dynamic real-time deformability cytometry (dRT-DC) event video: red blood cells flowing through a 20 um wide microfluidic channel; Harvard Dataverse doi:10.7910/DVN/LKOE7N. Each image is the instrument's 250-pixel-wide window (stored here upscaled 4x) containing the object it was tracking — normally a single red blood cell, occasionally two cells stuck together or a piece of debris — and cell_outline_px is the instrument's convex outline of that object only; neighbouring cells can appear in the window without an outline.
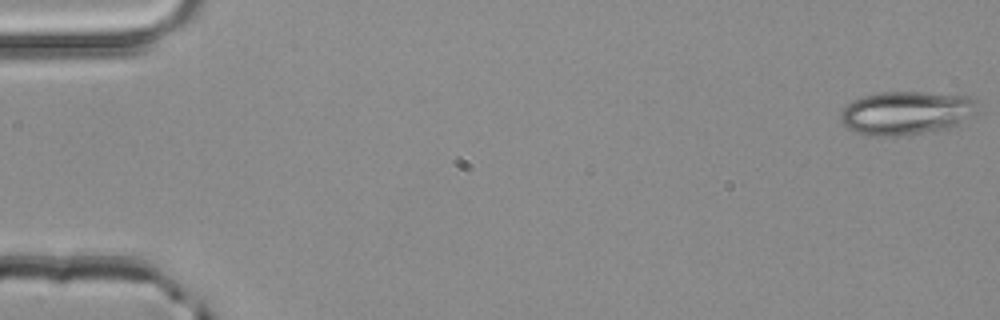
{"species": "common noctule bat (a hibernating species)", "species_latin": "Nyctalus noctula", "temperature_condition": "room temperature", "stored_images_in_passage": 52, "camera_frame_rate_fps": 3000, "um_per_image_px": 0.085, "animal": {"sex": "male", "body_mass_g": 20.4}, "frame": {"image": 1, "passage_image": 1, "time_ms": 0.0, "image_size_px": [1000, 320], "cell_outline_px": [[980, 108], [976, 112], [956, 124], [948, 128], [896, 136], [864, 136], [848, 128], [840, 120], [840, 112], [848, 104], [864, 96], [880, 92], [924, 92], [972, 96], [980, 100]], "centroid_in_image_um": [77.07, 9.58], "position_along_channel_um": 7.9, "area_um2": 34.8}}
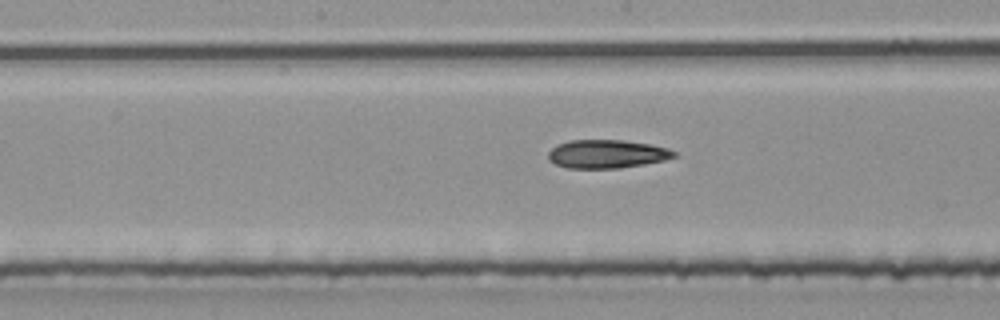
{"frame": {"image": 2, "passage_image": 27, "time_ms": 8.667, "image_size_px": [1000, 320], "cell_outline_px": [[676, 156], [664, 160], [644, 164], [620, 168], [568, 168], [556, 164], [548, 160], [548, 152], [556, 144], [568, 140], [624, 140], [652, 144], [668, 148], [676, 152]], "centroid_in_image_um": [51.57, 13.08], "position_along_channel_um": 196.6, "area_um2": 20.98}}
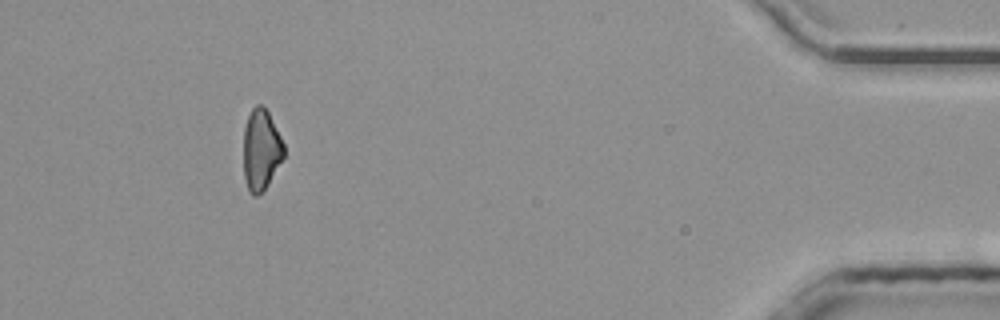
{"frame": {"image": 3, "passage_image": 48, "time_ms": 15.667, "image_size_px": [1000, 320], "cell_outline_px": [[284, 156], [268, 184], [256, 196], [252, 196], [248, 192], [244, 176], [244, 128], [248, 116], [252, 108], [256, 104], [264, 104], [284, 144]], "centroid_in_image_um": [22.18, 12.72], "position_along_channel_um": 413.0, "area_um2": 18.96}, "authors_computed_cell_mechanics": {"area_um2": 21.097, "velocity_mm_per_s": 4.0364, "shape_relaxation_time_tau1_ms": null, "shape_relaxation_time_tau2_ms": 2.4453, "deformation_change_tau1": null, "deformation_change_tau2": 0.1117}}